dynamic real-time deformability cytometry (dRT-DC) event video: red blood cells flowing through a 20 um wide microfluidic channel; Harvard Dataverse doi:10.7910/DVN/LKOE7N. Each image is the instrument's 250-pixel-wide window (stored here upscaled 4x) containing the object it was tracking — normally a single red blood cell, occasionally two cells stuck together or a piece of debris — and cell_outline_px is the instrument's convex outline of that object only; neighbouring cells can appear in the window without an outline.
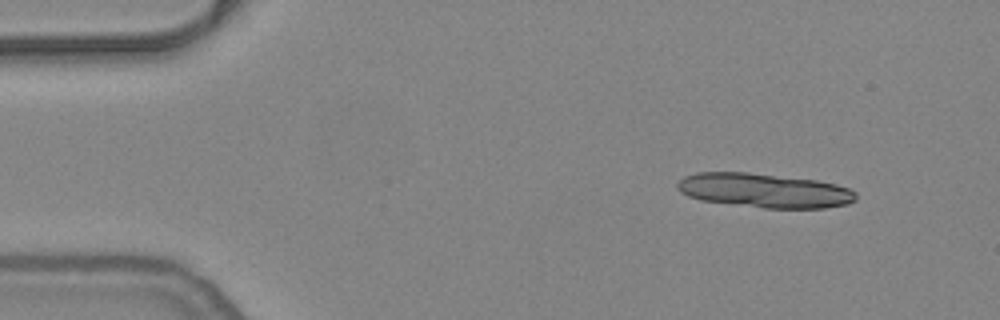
{"species": "common noctule bat (a hibernating species)", "species_latin": "Nyctalus noctula", "temperature_condition": "warm", "stored_images_in_passage": 10, "camera_frame_rate_fps": 3000, "um_per_image_px": 0.085, "animal": {"sex": "female", "body_mass_g": 24.6, "forearm_length_mm": 56.2}, "frame": {"image": 1, "passage_image": 1, "time_ms": 0.0, "image_size_px": [1000, 320], "cell_outline_px": [[856, 200], [848, 204], [824, 208], [764, 208], [700, 200], [688, 196], [680, 192], [676, 188], [676, 184], [684, 176], [696, 172], [748, 172], [816, 180], [836, 184], [848, 188], [856, 192]], "centroid_in_image_um": [64.95, 16.19], "position_along_channel_um": 20.1, "area_um2": 35.78}}